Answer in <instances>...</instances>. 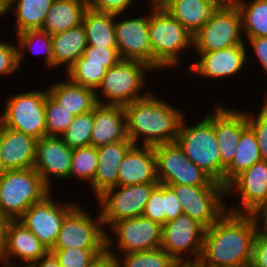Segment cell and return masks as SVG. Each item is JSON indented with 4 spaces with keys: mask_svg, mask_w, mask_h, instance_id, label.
I'll list each match as a JSON object with an SVG mask.
<instances>
[{
    "mask_svg": "<svg viewBox=\"0 0 267 267\" xmlns=\"http://www.w3.org/2000/svg\"><path fill=\"white\" fill-rule=\"evenodd\" d=\"M258 225L253 214L226 211L205 228L200 259L196 267H236L251 263Z\"/></svg>",
    "mask_w": 267,
    "mask_h": 267,
    "instance_id": "cell-1",
    "label": "cell"
},
{
    "mask_svg": "<svg viewBox=\"0 0 267 267\" xmlns=\"http://www.w3.org/2000/svg\"><path fill=\"white\" fill-rule=\"evenodd\" d=\"M155 95L151 91L145 97L123 106L127 137L134 145L155 147L176 141L185 113Z\"/></svg>",
    "mask_w": 267,
    "mask_h": 267,
    "instance_id": "cell-2",
    "label": "cell"
},
{
    "mask_svg": "<svg viewBox=\"0 0 267 267\" xmlns=\"http://www.w3.org/2000/svg\"><path fill=\"white\" fill-rule=\"evenodd\" d=\"M149 9L152 68H177L182 60L180 55L193 49V35L163 7L151 5Z\"/></svg>",
    "mask_w": 267,
    "mask_h": 267,
    "instance_id": "cell-3",
    "label": "cell"
},
{
    "mask_svg": "<svg viewBox=\"0 0 267 267\" xmlns=\"http://www.w3.org/2000/svg\"><path fill=\"white\" fill-rule=\"evenodd\" d=\"M51 192L33 167L3 171L0 174V214L18 220L32 204L41 202Z\"/></svg>",
    "mask_w": 267,
    "mask_h": 267,
    "instance_id": "cell-4",
    "label": "cell"
},
{
    "mask_svg": "<svg viewBox=\"0 0 267 267\" xmlns=\"http://www.w3.org/2000/svg\"><path fill=\"white\" fill-rule=\"evenodd\" d=\"M148 71L152 72L154 69L144 62L120 60L106 70L100 85L95 90L97 104L124 106L145 97L151 92L143 91L147 82L145 72Z\"/></svg>",
    "mask_w": 267,
    "mask_h": 267,
    "instance_id": "cell-5",
    "label": "cell"
},
{
    "mask_svg": "<svg viewBox=\"0 0 267 267\" xmlns=\"http://www.w3.org/2000/svg\"><path fill=\"white\" fill-rule=\"evenodd\" d=\"M242 17L232 0H224L201 29L193 35L196 52H210L241 45Z\"/></svg>",
    "mask_w": 267,
    "mask_h": 267,
    "instance_id": "cell-6",
    "label": "cell"
},
{
    "mask_svg": "<svg viewBox=\"0 0 267 267\" xmlns=\"http://www.w3.org/2000/svg\"><path fill=\"white\" fill-rule=\"evenodd\" d=\"M185 118L180 123L176 142L195 165L221 183V161L213 124L205 117L189 126Z\"/></svg>",
    "mask_w": 267,
    "mask_h": 267,
    "instance_id": "cell-7",
    "label": "cell"
},
{
    "mask_svg": "<svg viewBox=\"0 0 267 267\" xmlns=\"http://www.w3.org/2000/svg\"><path fill=\"white\" fill-rule=\"evenodd\" d=\"M46 90H31L15 93L5 99L0 124L19 132H23L36 140L47 136L45 120Z\"/></svg>",
    "mask_w": 267,
    "mask_h": 267,
    "instance_id": "cell-8",
    "label": "cell"
},
{
    "mask_svg": "<svg viewBox=\"0 0 267 267\" xmlns=\"http://www.w3.org/2000/svg\"><path fill=\"white\" fill-rule=\"evenodd\" d=\"M205 227L186 214L162 225L161 248L179 265H196L200 259Z\"/></svg>",
    "mask_w": 267,
    "mask_h": 267,
    "instance_id": "cell-9",
    "label": "cell"
},
{
    "mask_svg": "<svg viewBox=\"0 0 267 267\" xmlns=\"http://www.w3.org/2000/svg\"><path fill=\"white\" fill-rule=\"evenodd\" d=\"M157 179L163 185L224 186L214 181L206 172L195 165L183 152L178 143L171 142L154 147Z\"/></svg>",
    "mask_w": 267,
    "mask_h": 267,
    "instance_id": "cell-10",
    "label": "cell"
},
{
    "mask_svg": "<svg viewBox=\"0 0 267 267\" xmlns=\"http://www.w3.org/2000/svg\"><path fill=\"white\" fill-rule=\"evenodd\" d=\"M158 183L114 186L103 191L95 201L99 202V213L104 227L115 222L142 216L152 190Z\"/></svg>",
    "mask_w": 267,
    "mask_h": 267,
    "instance_id": "cell-11",
    "label": "cell"
},
{
    "mask_svg": "<svg viewBox=\"0 0 267 267\" xmlns=\"http://www.w3.org/2000/svg\"><path fill=\"white\" fill-rule=\"evenodd\" d=\"M167 186L176 194L183 214L195 219L205 228L210 227L227 211L225 186Z\"/></svg>",
    "mask_w": 267,
    "mask_h": 267,
    "instance_id": "cell-12",
    "label": "cell"
},
{
    "mask_svg": "<svg viewBox=\"0 0 267 267\" xmlns=\"http://www.w3.org/2000/svg\"><path fill=\"white\" fill-rule=\"evenodd\" d=\"M161 232L162 226L158 222L143 215L120 220L106 231V250L117 247L115 250H120V255L157 249L161 247ZM110 235L116 236L115 240Z\"/></svg>",
    "mask_w": 267,
    "mask_h": 267,
    "instance_id": "cell-13",
    "label": "cell"
},
{
    "mask_svg": "<svg viewBox=\"0 0 267 267\" xmlns=\"http://www.w3.org/2000/svg\"><path fill=\"white\" fill-rule=\"evenodd\" d=\"M100 213L93 217L77 205L64 219L52 249H106V231Z\"/></svg>",
    "mask_w": 267,
    "mask_h": 267,
    "instance_id": "cell-14",
    "label": "cell"
},
{
    "mask_svg": "<svg viewBox=\"0 0 267 267\" xmlns=\"http://www.w3.org/2000/svg\"><path fill=\"white\" fill-rule=\"evenodd\" d=\"M48 194L41 202L32 204L18 219L50 251L57 239L65 217L77 206L76 202H58Z\"/></svg>",
    "mask_w": 267,
    "mask_h": 267,
    "instance_id": "cell-15",
    "label": "cell"
},
{
    "mask_svg": "<svg viewBox=\"0 0 267 267\" xmlns=\"http://www.w3.org/2000/svg\"><path fill=\"white\" fill-rule=\"evenodd\" d=\"M226 196L241 199V206L233 204L227 208L228 212L234 214H254L260 207L266 206L267 161L261 159L236 176L226 186Z\"/></svg>",
    "mask_w": 267,
    "mask_h": 267,
    "instance_id": "cell-16",
    "label": "cell"
},
{
    "mask_svg": "<svg viewBox=\"0 0 267 267\" xmlns=\"http://www.w3.org/2000/svg\"><path fill=\"white\" fill-rule=\"evenodd\" d=\"M214 108L204 117L214 126L221 161V184L225 186V169L231 164L241 133L248 124L245 110L229 109L220 104Z\"/></svg>",
    "mask_w": 267,
    "mask_h": 267,
    "instance_id": "cell-17",
    "label": "cell"
},
{
    "mask_svg": "<svg viewBox=\"0 0 267 267\" xmlns=\"http://www.w3.org/2000/svg\"><path fill=\"white\" fill-rule=\"evenodd\" d=\"M119 21L123 14L115 15L116 45L121 60L141 61L152 67V49L149 38V12ZM117 20V21H116Z\"/></svg>",
    "mask_w": 267,
    "mask_h": 267,
    "instance_id": "cell-18",
    "label": "cell"
},
{
    "mask_svg": "<svg viewBox=\"0 0 267 267\" xmlns=\"http://www.w3.org/2000/svg\"><path fill=\"white\" fill-rule=\"evenodd\" d=\"M72 151L61 136H44L36 141L33 168L51 191L53 177L63 181L69 179Z\"/></svg>",
    "mask_w": 267,
    "mask_h": 267,
    "instance_id": "cell-19",
    "label": "cell"
},
{
    "mask_svg": "<svg viewBox=\"0 0 267 267\" xmlns=\"http://www.w3.org/2000/svg\"><path fill=\"white\" fill-rule=\"evenodd\" d=\"M246 41L237 46L210 52H197L199 60L189 66V73L205 79H221L241 74L249 55ZM238 73V74H237Z\"/></svg>",
    "mask_w": 267,
    "mask_h": 267,
    "instance_id": "cell-20",
    "label": "cell"
},
{
    "mask_svg": "<svg viewBox=\"0 0 267 267\" xmlns=\"http://www.w3.org/2000/svg\"><path fill=\"white\" fill-rule=\"evenodd\" d=\"M48 252V249L23 223L19 220H10L7 229L6 249L2 259L5 265L8 267H29Z\"/></svg>",
    "mask_w": 267,
    "mask_h": 267,
    "instance_id": "cell-21",
    "label": "cell"
},
{
    "mask_svg": "<svg viewBox=\"0 0 267 267\" xmlns=\"http://www.w3.org/2000/svg\"><path fill=\"white\" fill-rule=\"evenodd\" d=\"M144 183H159L154 147L133 145L120 163L117 186Z\"/></svg>",
    "mask_w": 267,
    "mask_h": 267,
    "instance_id": "cell-22",
    "label": "cell"
},
{
    "mask_svg": "<svg viewBox=\"0 0 267 267\" xmlns=\"http://www.w3.org/2000/svg\"><path fill=\"white\" fill-rule=\"evenodd\" d=\"M127 138L124 107L97 104L93 109L90 145L99 148Z\"/></svg>",
    "mask_w": 267,
    "mask_h": 267,
    "instance_id": "cell-23",
    "label": "cell"
},
{
    "mask_svg": "<svg viewBox=\"0 0 267 267\" xmlns=\"http://www.w3.org/2000/svg\"><path fill=\"white\" fill-rule=\"evenodd\" d=\"M36 139L1 125L0 161L3 171L32 168Z\"/></svg>",
    "mask_w": 267,
    "mask_h": 267,
    "instance_id": "cell-24",
    "label": "cell"
},
{
    "mask_svg": "<svg viewBox=\"0 0 267 267\" xmlns=\"http://www.w3.org/2000/svg\"><path fill=\"white\" fill-rule=\"evenodd\" d=\"M127 138L117 143L97 148L98 166L90 189L95 197L111 187L117 186L118 170L127 151L133 146Z\"/></svg>",
    "mask_w": 267,
    "mask_h": 267,
    "instance_id": "cell-25",
    "label": "cell"
},
{
    "mask_svg": "<svg viewBox=\"0 0 267 267\" xmlns=\"http://www.w3.org/2000/svg\"><path fill=\"white\" fill-rule=\"evenodd\" d=\"M224 0H170L163 8L192 35L207 22Z\"/></svg>",
    "mask_w": 267,
    "mask_h": 267,
    "instance_id": "cell-26",
    "label": "cell"
},
{
    "mask_svg": "<svg viewBox=\"0 0 267 267\" xmlns=\"http://www.w3.org/2000/svg\"><path fill=\"white\" fill-rule=\"evenodd\" d=\"M66 79L49 85L48 94L75 116L92 111L97 105L95 90Z\"/></svg>",
    "mask_w": 267,
    "mask_h": 267,
    "instance_id": "cell-27",
    "label": "cell"
},
{
    "mask_svg": "<svg viewBox=\"0 0 267 267\" xmlns=\"http://www.w3.org/2000/svg\"><path fill=\"white\" fill-rule=\"evenodd\" d=\"M54 0H4L3 11L16 15L15 34L42 29L46 15Z\"/></svg>",
    "mask_w": 267,
    "mask_h": 267,
    "instance_id": "cell-28",
    "label": "cell"
},
{
    "mask_svg": "<svg viewBox=\"0 0 267 267\" xmlns=\"http://www.w3.org/2000/svg\"><path fill=\"white\" fill-rule=\"evenodd\" d=\"M52 36L53 68L65 66L67 71L87 48L85 28L80 26L55 33Z\"/></svg>",
    "mask_w": 267,
    "mask_h": 267,
    "instance_id": "cell-29",
    "label": "cell"
},
{
    "mask_svg": "<svg viewBox=\"0 0 267 267\" xmlns=\"http://www.w3.org/2000/svg\"><path fill=\"white\" fill-rule=\"evenodd\" d=\"M88 0H54L42 30L50 35L80 26Z\"/></svg>",
    "mask_w": 267,
    "mask_h": 267,
    "instance_id": "cell-30",
    "label": "cell"
},
{
    "mask_svg": "<svg viewBox=\"0 0 267 267\" xmlns=\"http://www.w3.org/2000/svg\"><path fill=\"white\" fill-rule=\"evenodd\" d=\"M82 25L87 44L97 47L117 48L115 37V14L98 12L88 7Z\"/></svg>",
    "mask_w": 267,
    "mask_h": 267,
    "instance_id": "cell-31",
    "label": "cell"
},
{
    "mask_svg": "<svg viewBox=\"0 0 267 267\" xmlns=\"http://www.w3.org/2000/svg\"><path fill=\"white\" fill-rule=\"evenodd\" d=\"M236 148L231 164L225 169V187L241 172L262 159L256 136L249 126L241 133Z\"/></svg>",
    "mask_w": 267,
    "mask_h": 267,
    "instance_id": "cell-32",
    "label": "cell"
},
{
    "mask_svg": "<svg viewBox=\"0 0 267 267\" xmlns=\"http://www.w3.org/2000/svg\"><path fill=\"white\" fill-rule=\"evenodd\" d=\"M242 17L244 37L267 36V0H232Z\"/></svg>",
    "mask_w": 267,
    "mask_h": 267,
    "instance_id": "cell-33",
    "label": "cell"
},
{
    "mask_svg": "<svg viewBox=\"0 0 267 267\" xmlns=\"http://www.w3.org/2000/svg\"><path fill=\"white\" fill-rule=\"evenodd\" d=\"M16 42L18 44L17 52L19 67L21 66V63H23L22 60L24 59L26 50L29 49V51L33 52L32 54H43L46 67L53 70V45L52 36L49 33L42 29L27 30L16 34ZM35 44H37L38 47Z\"/></svg>",
    "mask_w": 267,
    "mask_h": 267,
    "instance_id": "cell-34",
    "label": "cell"
},
{
    "mask_svg": "<svg viewBox=\"0 0 267 267\" xmlns=\"http://www.w3.org/2000/svg\"><path fill=\"white\" fill-rule=\"evenodd\" d=\"M116 257L117 267H178L180 266L161 247L148 251L117 255L115 250H106Z\"/></svg>",
    "mask_w": 267,
    "mask_h": 267,
    "instance_id": "cell-35",
    "label": "cell"
},
{
    "mask_svg": "<svg viewBox=\"0 0 267 267\" xmlns=\"http://www.w3.org/2000/svg\"><path fill=\"white\" fill-rule=\"evenodd\" d=\"M116 64L117 63L87 62V58L81 55L77 61L64 72H66L67 78L72 83L96 90L106 70Z\"/></svg>",
    "mask_w": 267,
    "mask_h": 267,
    "instance_id": "cell-36",
    "label": "cell"
},
{
    "mask_svg": "<svg viewBox=\"0 0 267 267\" xmlns=\"http://www.w3.org/2000/svg\"><path fill=\"white\" fill-rule=\"evenodd\" d=\"M98 166L97 147L85 146L73 149L69 178L75 177L81 183L93 182Z\"/></svg>",
    "mask_w": 267,
    "mask_h": 267,
    "instance_id": "cell-37",
    "label": "cell"
},
{
    "mask_svg": "<svg viewBox=\"0 0 267 267\" xmlns=\"http://www.w3.org/2000/svg\"><path fill=\"white\" fill-rule=\"evenodd\" d=\"M92 127L93 110L75 116L61 137L71 149L90 146Z\"/></svg>",
    "mask_w": 267,
    "mask_h": 267,
    "instance_id": "cell-38",
    "label": "cell"
},
{
    "mask_svg": "<svg viewBox=\"0 0 267 267\" xmlns=\"http://www.w3.org/2000/svg\"><path fill=\"white\" fill-rule=\"evenodd\" d=\"M75 115L60 106L49 94L45 100L47 136H61L72 123Z\"/></svg>",
    "mask_w": 267,
    "mask_h": 267,
    "instance_id": "cell-39",
    "label": "cell"
},
{
    "mask_svg": "<svg viewBox=\"0 0 267 267\" xmlns=\"http://www.w3.org/2000/svg\"><path fill=\"white\" fill-rule=\"evenodd\" d=\"M106 249H80V248H64L51 249V252L60 267H90L97 257L103 254Z\"/></svg>",
    "mask_w": 267,
    "mask_h": 267,
    "instance_id": "cell-40",
    "label": "cell"
},
{
    "mask_svg": "<svg viewBox=\"0 0 267 267\" xmlns=\"http://www.w3.org/2000/svg\"><path fill=\"white\" fill-rule=\"evenodd\" d=\"M263 105H261L257 115L254 113L246 112L247 124L253 130L262 160L267 161V97L263 99Z\"/></svg>",
    "mask_w": 267,
    "mask_h": 267,
    "instance_id": "cell-41",
    "label": "cell"
},
{
    "mask_svg": "<svg viewBox=\"0 0 267 267\" xmlns=\"http://www.w3.org/2000/svg\"><path fill=\"white\" fill-rule=\"evenodd\" d=\"M143 216L158 222L161 226L165 224L164 213V185H158L152 190L146 203Z\"/></svg>",
    "mask_w": 267,
    "mask_h": 267,
    "instance_id": "cell-42",
    "label": "cell"
},
{
    "mask_svg": "<svg viewBox=\"0 0 267 267\" xmlns=\"http://www.w3.org/2000/svg\"><path fill=\"white\" fill-rule=\"evenodd\" d=\"M20 70L17 46L7 41H0V77L15 75ZM12 74V75H11Z\"/></svg>",
    "mask_w": 267,
    "mask_h": 267,
    "instance_id": "cell-43",
    "label": "cell"
},
{
    "mask_svg": "<svg viewBox=\"0 0 267 267\" xmlns=\"http://www.w3.org/2000/svg\"><path fill=\"white\" fill-rule=\"evenodd\" d=\"M82 55L87 58V62L118 63L121 60L117 48L87 45Z\"/></svg>",
    "mask_w": 267,
    "mask_h": 267,
    "instance_id": "cell-44",
    "label": "cell"
},
{
    "mask_svg": "<svg viewBox=\"0 0 267 267\" xmlns=\"http://www.w3.org/2000/svg\"><path fill=\"white\" fill-rule=\"evenodd\" d=\"M136 0H88L91 9L98 12L124 14L128 8L134 6ZM133 4V5H132Z\"/></svg>",
    "mask_w": 267,
    "mask_h": 267,
    "instance_id": "cell-45",
    "label": "cell"
},
{
    "mask_svg": "<svg viewBox=\"0 0 267 267\" xmlns=\"http://www.w3.org/2000/svg\"><path fill=\"white\" fill-rule=\"evenodd\" d=\"M164 213L165 223L183 214L180 202L178 201L176 194L167 185H164Z\"/></svg>",
    "mask_w": 267,
    "mask_h": 267,
    "instance_id": "cell-46",
    "label": "cell"
},
{
    "mask_svg": "<svg viewBox=\"0 0 267 267\" xmlns=\"http://www.w3.org/2000/svg\"><path fill=\"white\" fill-rule=\"evenodd\" d=\"M252 267H267V238L257 232L252 247Z\"/></svg>",
    "mask_w": 267,
    "mask_h": 267,
    "instance_id": "cell-47",
    "label": "cell"
},
{
    "mask_svg": "<svg viewBox=\"0 0 267 267\" xmlns=\"http://www.w3.org/2000/svg\"><path fill=\"white\" fill-rule=\"evenodd\" d=\"M243 39L248 40V46L250 45V49L255 54V59L259 61L260 66L263 67L265 74H267V36L244 37Z\"/></svg>",
    "mask_w": 267,
    "mask_h": 267,
    "instance_id": "cell-48",
    "label": "cell"
},
{
    "mask_svg": "<svg viewBox=\"0 0 267 267\" xmlns=\"http://www.w3.org/2000/svg\"><path fill=\"white\" fill-rule=\"evenodd\" d=\"M253 215L257 221L258 232L267 238V205L260 207Z\"/></svg>",
    "mask_w": 267,
    "mask_h": 267,
    "instance_id": "cell-49",
    "label": "cell"
},
{
    "mask_svg": "<svg viewBox=\"0 0 267 267\" xmlns=\"http://www.w3.org/2000/svg\"><path fill=\"white\" fill-rule=\"evenodd\" d=\"M10 223V219L0 214V263L2 262L4 252L6 249L7 229Z\"/></svg>",
    "mask_w": 267,
    "mask_h": 267,
    "instance_id": "cell-50",
    "label": "cell"
},
{
    "mask_svg": "<svg viewBox=\"0 0 267 267\" xmlns=\"http://www.w3.org/2000/svg\"><path fill=\"white\" fill-rule=\"evenodd\" d=\"M90 267H117L116 257L105 251L97 257Z\"/></svg>",
    "mask_w": 267,
    "mask_h": 267,
    "instance_id": "cell-51",
    "label": "cell"
},
{
    "mask_svg": "<svg viewBox=\"0 0 267 267\" xmlns=\"http://www.w3.org/2000/svg\"><path fill=\"white\" fill-rule=\"evenodd\" d=\"M29 267H60L58 260L51 253L48 252L45 256L41 257L37 262L31 264Z\"/></svg>",
    "mask_w": 267,
    "mask_h": 267,
    "instance_id": "cell-52",
    "label": "cell"
},
{
    "mask_svg": "<svg viewBox=\"0 0 267 267\" xmlns=\"http://www.w3.org/2000/svg\"><path fill=\"white\" fill-rule=\"evenodd\" d=\"M150 5H153L155 7H163L168 1L170 0H150Z\"/></svg>",
    "mask_w": 267,
    "mask_h": 267,
    "instance_id": "cell-53",
    "label": "cell"
},
{
    "mask_svg": "<svg viewBox=\"0 0 267 267\" xmlns=\"http://www.w3.org/2000/svg\"><path fill=\"white\" fill-rule=\"evenodd\" d=\"M3 5L4 0H0V19L2 18V16L4 17Z\"/></svg>",
    "mask_w": 267,
    "mask_h": 267,
    "instance_id": "cell-54",
    "label": "cell"
},
{
    "mask_svg": "<svg viewBox=\"0 0 267 267\" xmlns=\"http://www.w3.org/2000/svg\"><path fill=\"white\" fill-rule=\"evenodd\" d=\"M0 145H1V124H0ZM3 172L1 161H0V174Z\"/></svg>",
    "mask_w": 267,
    "mask_h": 267,
    "instance_id": "cell-55",
    "label": "cell"
},
{
    "mask_svg": "<svg viewBox=\"0 0 267 267\" xmlns=\"http://www.w3.org/2000/svg\"><path fill=\"white\" fill-rule=\"evenodd\" d=\"M236 267H252L251 263L245 264V265H241V266H236Z\"/></svg>",
    "mask_w": 267,
    "mask_h": 267,
    "instance_id": "cell-56",
    "label": "cell"
},
{
    "mask_svg": "<svg viewBox=\"0 0 267 267\" xmlns=\"http://www.w3.org/2000/svg\"><path fill=\"white\" fill-rule=\"evenodd\" d=\"M178 267H196V265H180Z\"/></svg>",
    "mask_w": 267,
    "mask_h": 267,
    "instance_id": "cell-57",
    "label": "cell"
},
{
    "mask_svg": "<svg viewBox=\"0 0 267 267\" xmlns=\"http://www.w3.org/2000/svg\"><path fill=\"white\" fill-rule=\"evenodd\" d=\"M0 267H8V266L5 265L3 262H1Z\"/></svg>",
    "mask_w": 267,
    "mask_h": 267,
    "instance_id": "cell-58",
    "label": "cell"
}]
</instances>
